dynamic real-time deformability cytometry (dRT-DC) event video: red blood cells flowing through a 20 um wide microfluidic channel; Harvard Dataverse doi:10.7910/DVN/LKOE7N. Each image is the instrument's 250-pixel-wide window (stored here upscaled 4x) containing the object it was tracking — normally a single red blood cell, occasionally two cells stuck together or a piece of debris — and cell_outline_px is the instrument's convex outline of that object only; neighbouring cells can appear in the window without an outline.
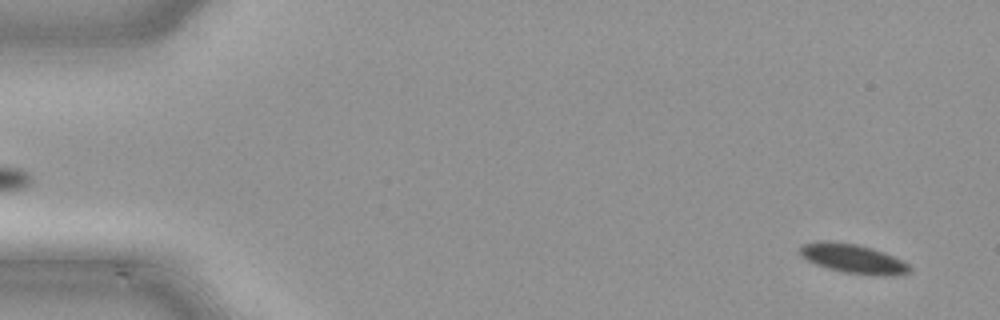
{"species": "common noctule bat (a hibernating species)", "species_latin": "Nyctalus noctula", "temperature_condition": "cold", "stored_images_in_passage": 49, "camera_frame_rate_fps": 3000, "um_per_image_px": 0.085, "animal": {"sex": "male", "body_mass_g": 21.5, "forearm_length_mm": 52.0}, "frame": {"image": 1, "passage_image": 3, "time_ms": 0.667, "image_size_px": [1000, 320], "cell_outline_px": [[912, 268], [908, 272], [892, 276], [884, 276], [844, 272], [828, 268], [816, 264], [800, 256], [800, 244], [820, 240], [828, 240], [856, 244], [872, 248], [884, 252], [908, 264]], "centroid_in_image_um": [72.47, 21.97], "position_along_channel_um": 12.5, "area_um2": 18.61}}
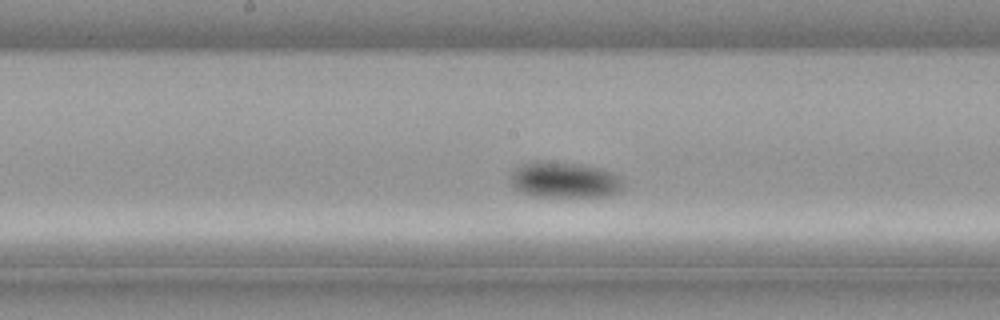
{"frame": {"image": 2, "passage_image": 26, "time_ms": 8.333, "image_size_px": [1000, 320], "cell_outline_px": [[624, 188], [620, 192], [608, 196], [528, 196], [516, 192], [512, 188], [512, 172], [516, 168], [524, 164], [536, 160], [576, 164], [600, 168], [616, 176], [620, 180]], "centroid_in_image_um": [47.92, 15.32], "position_along_channel_um": 200.3, "area_um2": 23.41}}
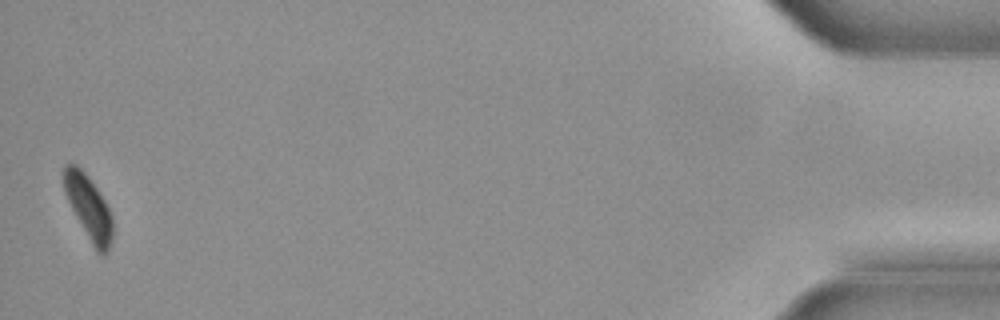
{"frame": {"image": 3, "passage_image": 49, "time_ms": 16.0, "image_size_px": [1000, 320], "cell_outline_px": [[112, 240], [104, 256], [100, 256], [96, 252], [76, 216], [64, 192], [60, 172], [64, 164], [76, 164], [88, 176], [104, 200], [112, 216]], "centroid_in_image_um": [7.49, 17.6], "position_along_channel_um": 427.7, "area_um2": 18.26}}